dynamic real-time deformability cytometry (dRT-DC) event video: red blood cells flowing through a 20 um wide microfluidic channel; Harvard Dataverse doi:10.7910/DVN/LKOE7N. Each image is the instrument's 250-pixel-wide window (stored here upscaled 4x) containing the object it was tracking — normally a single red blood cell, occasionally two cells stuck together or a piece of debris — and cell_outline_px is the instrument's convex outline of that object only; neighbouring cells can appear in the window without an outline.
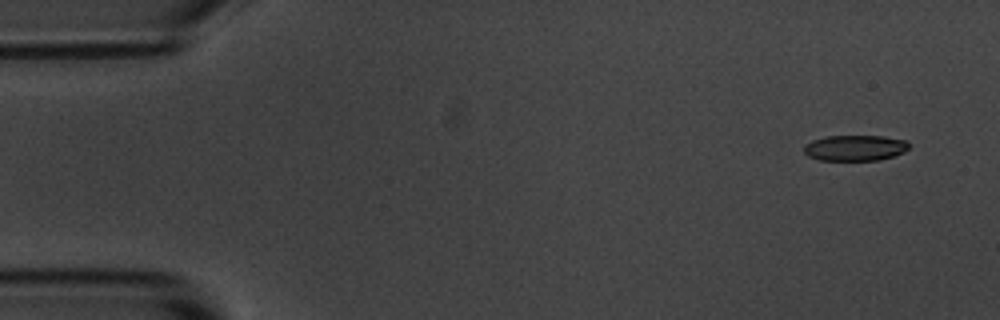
{"species": "common noctule bat (a hibernating species)", "species_latin": "Nyctalus noctula", "temperature_condition": "room temperature", "stored_images_in_passage": 5, "camera_frame_rate_fps": 3000, "um_per_image_px": 0.085, "animal": {"sex": "male", "body_mass_g": 20.1, "forearm_length_mm": 53.5}, "frame": {"image": 1, "passage_image": 2, "time_ms": 1.0, "image_size_px": [1000, 320], "cell_outline_px": [[912, 144], [904, 152], [880, 160], [820, 160], [808, 156], [804, 152], [804, 144], [812, 140], [824, 136], [884, 136], [904, 140]], "centroid_in_image_um": [72.67, 12.57], "position_along_channel_um": 12.3, "area_um2": 15.84}}
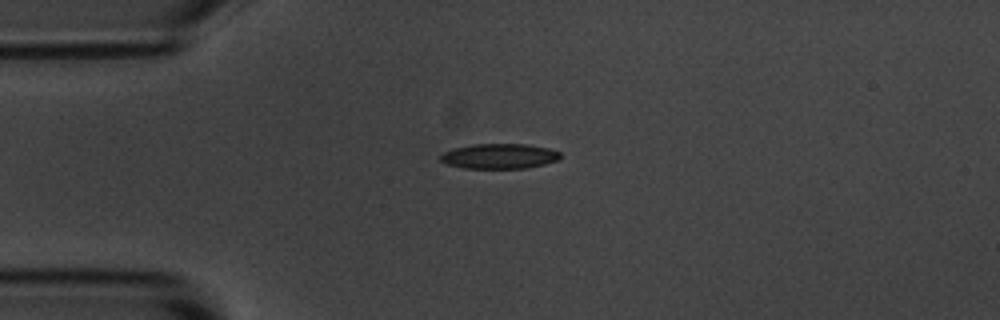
{"frame": {"image": 2, "passage_image": 5, "time_ms": 4.333, "image_size_px": [1000, 320], "cell_outline_px": [[560, 156], [556, 160], [544, 164], [528, 168], [464, 168], [444, 164], [440, 160], [440, 156], [444, 152], [452, 148], [472, 144], [528, 144], [548, 148], [560, 152]], "centroid_in_image_um": [42.4, 13.27], "position_along_channel_um": 42.6, "area_um2": 17.57}}